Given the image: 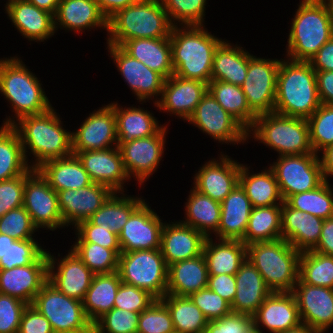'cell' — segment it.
Instances as JSON below:
<instances>
[{"mask_svg": "<svg viewBox=\"0 0 333 333\" xmlns=\"http://www.w3.org/2000/svg\"><path fill=\"white\" fill-rule=\"evenodd\" d=\"M17 131L12 126L0 127V181L30 172Z\"/></svg>", "mask_w": 333, "mask_h": 333, "instance_id": "obj_44", "label": "cell"}, {"mask_svg": "<svg viewBox=\"0 0 333 333\" xmlns=\"http://www.w3.org/2000/svg\"><path fill=\"white\" fill-rule=\"evenodd\" d=\"M37 170L56 192L78 190L93 183L75 154L46 161Z\"/></svg>", "mask_w": 333, "mask_h": 333, "instance_id": "obj_35", "label": "cell"}, {"mask_svg": "<svg viewBox=\"0 0 333 333\" xmlns=\"http://www.w3.org/2000/svg\"><path fill=\"white\" fill-rule=\"evenodd\" d=\"M103 15L109 19L117 11L124 9L139 0H95Z\"/></svg>", "mask_w": 333, "mask_h": 333, "instance_id": "obj_67", "label": "cell"}, {"mask_svg": "<svg viewBox=\"0 0 333 333\" xmlns=\"http://www.w3.org/2000/svg\"><path fill=\"white\" fill-rule=\"evenodd\" d=\"M302 324L317 333H325L333 326V289L312 286L299 279L292 291Z\"/></svg>", "mask_w": 333, "mask_h": 333, "instance_id": "obj_22", "label": "cell"}, {"mask_svg": "<svg viewBox=\"0 0 333 333\" xmlns=\"http://www.w3.org/2000/svg\"><path fill=\"white\" fill-rule=\"evenodd\" d=\"M82 162L94 183L102 184L113 192L124 191L125 182L131 180L124 168L118 146L105 150L73 152Z\"/></svg>", "mask_w": 333, "mask_h": 333, "instance_id": "obj_26", "label": "cell"}, {"mask_svg": "<svg viewBox=\"0 0 333 333\" xmlns=\"http://www.w3.org/2000/svg\"><path fill=\"white\" fill-rule=\"evenodd\" d=\"M324 220L290 207L281 208V237L300 253L313 250L319 242Z\"/></svg>", "mask_w": 333, "mask_h": 333, "instance_id": "obj_29", "label": "cell"}, {"mask_svg": "<svg viewBox=\"0 0 333 333\" xmlns=\"http://www.w3.org/2000/svg\"><path fill=\"white\" fill-rule=\"evenodd\" d=\"M70 248L94 274L118 271L121 249H108L95 243H74Z\"/></svg>", "mask_w": 333, "mask_h": 333, "instance_id": "obj_49", "label": "cell"}, {"mask_svg": "<svg viewBox=\"0 0 333 333\" xmlns=\"http://www.w3.org/2000/svg\"><path fill=\"white\" fill-rule=\"evenodd\" d=\"M206 237L180 220L165 222L161 231L160 250L169 266L203 254Z\"/></svg>", "mask_w": 333, "mask_h": 333, "instance_id": "obj_27", "label": "cell"}, {"mask_svg": "<svg viewBox=\"0 0 333 333\" xmlns=\"http://www.w3.org/2000/svg\"><path fill=\"white\" fill-rule=\"evenodd\" d=\"M323 181L317 188L289 196L285 202L292 208L323 220L333 217V188Z\"/></svg>", "mask_w": 333, "mask_h": 333, "instance_id": "obj_47", "label": "cell"}, {"mask_svg": "<svg viewBox=\"0 0 333 333\" xmlns=\"http://www.w3.org/2000/svg\"><path fill=\"white\" fill-rule=\"evenodd\" d=\"M253 323L257 333H265L264 328L269 333H280L300 326L302 321L293 293L271 292L253 315Z\"/></svg>", "mask_w": 333, "mask_h": 333, "instance_id": "obj_23", "label": "cell"}, {"mask_svg": "<svg viewBox=\"0 0 333 333\" xmlns=\"http://www.w3.org/2000/svg\"><path fill=\"white\" fill-rule=\"evenodd\" d=\"M48 281L47 251L27 266L0 269V293L32 305L37 293Z\"/></svg>", "mask_w": 333, "mask_h": 333, "instance_id": "obj_24", "label": "cell"}, {"mask_svg": "<svg viewBox=\"0 0 333 333\" xmlns=\"http://www.w3.org/2000/svg\"><path fill=\"white\" fill-rule=\"evenodd\" d=\"M280 333H317L314 329L310 328L308 325L301 324L300 326L287 330Z\"/></svg>", "mask_w": 333, "mask_h": 333, "instance_id": "obj_71", "label": "cell"}, {"mask_svg": "<svg viewBox=\"0 0 333 333\" xmlns=\"http://www.w3.org/2000/svg\"><path fill=\"white\" fill-rule=\"evenodd\" d=\"M121 282L118 271L94 275L82 301L85 315L92 324L114 308L115 297Z\"/></svg>", "mask_w": 333, "mask_h": 333, "instance_id": "obj_41", "label": "cell"}, {"mask_svg": "<svg viewBox=\"0 0 333 333\" xmlns=\"http://www.w3.org/2000/svg\"><path fill=\"white\" fill-rule=\"evenodd\" d=\"M51 253L47 251L48 281L61 293L83 301L95 274L72 249L60 259Z\"/></svg>", "mask_w": 333, "mask_h": 333, "instance_id": "obj_18", "label": "cell"}, {"mask_svg": "<svg viewBox=\"0 0 333 333\" xmlns=\"http://www.w3.org/2000/svg\"><path fill=\"white\" fill-rule=\"evenodd\" d=\"M219 159H212L198 169L193 177V188L218 202H222L239 184L242 163L233 160L225 153Z\"/></svg>", "mask_w": 333, "mask_h": 333, "instance_id": "obj_21", "label": "cell"}, {"mask_svg": "<svg viewBox=\"0 0 333 333\" xmlns=\"http://www.w3.org/2000/svg\"><path fill=\"white\" fill-rule=\"evenodd\" d=\"M252 205L244 189L237 184L221 202V215L216 239L242 240Z\"/></svg>", "mask_w": 333, "mask_h": 333, "instance_id": "obj_33", "label": "cell"}, {"mask_svg": "<svg viewBox=\"0 0 333 333\" xmlns=\"http://www.w3.org/2000/svg\"><path fill=\"white\" fill-rule=\"evenodd\" d=\"M145 201L143 197L114 192L88 220L97 226L109 228L119 236L131 214Z\"/></svg>", "mask_w": 333, "mask_h": 333, "instance_id": "obj_42", "label": "cell"}, {"mask_svg": "<svg viewBox=\"0 0 333 333\" xmlns=\"http://www.w3.org/2000/svg\"><path fill=\"white\" fill-rule=\"evenodd\" d=\"M137 333H176L170 311L161 299L140 313Z\"/></svg>", "mask_w": 333, "mask_h": 333, "instance_id": "obj_52", "label": "cell"}, {"mask_svg": "<svg viewBox=\"0 0 333 333\" xmlns=\"http://www.w3.org/2000/svg\"><path fill=\"white\" fill-rule=\"evenodd\" d=\"M173 26L204 25L207 0H161Z\"/></svg>", "mask_w": 333, "mask_h": 333, "instance_id": "obj_50", "label": "cell"}, {"mask_svg": "<svg viewBox=\"0 0 333 333\" xmlns=\"http://www.w3.org/2000/svg\"><path fill=\"white\" fill-rule=\"evenodd\" d=\"M253 316L231 312L221 319L209 321L206 333H253Z\"/></svg>", "mask_w": 333, "mask_h": 333, "instance_id": "obj_61", "label": "cell"}, {"mask_svg": "<svg viewBox=\"0 0 333 333\" xmlns=\"http://www.w3.org/2000/svg\"><path fill=\"white\" fill-rule=\"evenodd\" d=\"M250 166L241 165L239 184L244 189L252 207H268L282 205L284 199L281 195L273 170L268 167L261 172H250Z\"/></svg>", "mask_w": 333, "mask_h": 333, "instance_id": "obj_37", "label": "cell"}, {"mask_svg": "<svg viewBox=\"0 0 333 333\" xmlns=\"http://www.w3.org/2000/svg\"><path fill=\"white\" fill-rule=\"evenodd\" d=\"M54 25L56 32L59 28L79 34L94 28L108 32V19L95 0H60L54 15Z\"/></svg>", "mask_w": 333, "mask_h": 333, "instance_id": "obj_30", "label": "cell"}, {"mask_svg": "<svg viewBox=\"0 0 333 333\" xmlns=\"http://www.w3.org/2000/svg\"><path fill=\"white\" fill-rule=\"evenodd\" d=\"M36 239L15 240L0 258V269H12L36 262L46 251Z\"/></svg>", "mask_w": 333, "mask_h": 333, "instance_id": "obj_53", "label": "cell"}, {"mask_svg": "<svg viewBox=\"0 0 333 333\" xmlns=\"http://www.w3.org/2000/svg\"><path fill=\"white\" fill-rule=\"evenodd\" d=\"M5 13L14 28L29 41L44 42L55 34L54 15L26 0L6 1Z\"/></svg>", "mask_w": 333, "mask_h": 333, "instance_id": "obj_28", "label": "cell"}, {"mask_svg": "<svg viewBox=\"0 0 333 333\" xmlns=\"http://www.w3.org/2000/svg\"><path fill=\"white\" fill-rule=\"evenodd\" d=\"M40 82L20 57L0 59V94L14 113L1 125L12 126L22 117L41 114L53 107Z\"/></svg>", "mask_w": 333, "mask_h": 333, "instance_id": "obj_3", "label": "cell"}, {"mask_svg": "<svg viewBox=\"0 0 333 333\" xmlns=\"http://www.w3.org/2000/svg\"><path fill=\"white\" fill-rule=\"evenodd\" d=\"M32 305L50 322L54 333L94 332L82 301L61 293L47 281Z\"/></svg>", "mask_w": 333, "mask_h": 333, "instance_id": "obj_10", "label": "cell"}, {"mask_svg": "<svg viewBox=\"0 0 333 333\" xmlns=\"http://www.w3.org/2000/svg\"><path fill=\"white\" fill-rule=\"evenodd\" d=\"M118 273L123 283L145 290L155 299L166 294L168 265L160 249L122 252Z\"/></svg>", "mask_w": 333, "mask_h": 333, "instance_id": "obj_9", "label": "cell"}, {"mask_svg": "<svg viewBox=\"0 0 333 333\" xmlns=\"http://www.w3.org/2000/svg\"><path fill=\"white\" fill-rule=\"evenodd\" d=\"M222 144H244L248 131L226 112L208 91L187 121Z\"/></svg>", "mask_w": 333, "mask_h": 333, "instance_id": "obj_14", "label": "cell"}, {"mask_svg": "<svg viewBox=\"0 0 333 333\" xmlns=\"http://www.w3.org/2000/svg\"><path fill=\"white\" fill-rule=\"evenodd\" d=\"M315 71H333V37L310 59Z\"/></svg>", "mask_w": 333, "mask_h": 333, "instance_id": "obj_64", "label": "cell"}, {"mask_svg": "<svg viewBox=\"0 0 333 333\" xmlns=\"http://www.w3.org/2000/svg\"><path fill=\"white\" fill-rule=\"evenodd\" d=\"M252 134V135H251ZM268 146L278 156L314 153L307 119L276 112L257 116L248 138Z\"/></svg>", "mask_w": 333, "mask_h": 333, "instance_id": "obj_8", "label": "cell"}, {"mask_svg": "<svg viewBox=\"0 0 333 333\" xmlns=\"http://www.w3.org/2000/svg\"><path fill=\"white\" fill-rule=\"evenodd\" d=\"M107 48L109 57L116 64L118 72L139 100L138 102L143 104L150 99L153 103L157 102L161 97L165 79L139 60L131 57L120 46L107 44Z\"/></svg>", "mask_w": 333, "mask_h": 333, "instance_id": "obj_16", "label": "cell"}, {"mask_svg": "<svg viewBox=\"0 0 333 333\" xmlns=\"http://www.w3.org/2000/svg\"><path fill=\"white\" fill-rule=\"evenodd\" d=\"M207 92L208 83L173 74L164 81L161 97L154 106L160 112L175 115L186 122Z\"/></svg>", "mask_w": 333, "mask_h": 333, "instance_id": "obj_19", "label": "cell"}, {"mask_svg": "<svg viewBox=\"0 0 333 333\" xmlns=\"http://www.w3.org/2000/svg\"><path fill=\"white\" fill-rule=\"evenodd\" d=\"M286 44V57L310 61L333 37V6L330 0H301L295 11Z\"/></svg>", "mask_w": 333, "mask_h": 333, "instance_id": "obj_4", "label": "cell"}, {"mask_svg": "<svg viewBox=\"0 0 333 333\" xmlns=\"http://www.w3.org/2000/svg\"><path fill=\"white\" fill-rule=\"evenodd\" d=\"M80 127L72 131V151L105 150L118 146L114 102L89 113Z\"/></svg>", "mask_w": 333, "mask_h": 333, "instance_id": "obj_17", "label": "cell"}, {"mask_svg": "<svg viewBox=\"0 0 333 333\" xmlns=\"http://www.w3.org/2000/svg\"><path fill=\"white\" fill-rule=\"evenodd\" d=\"M312 251L333 256V217L324 220L319 242Z\"/></svg>", "mask_w": 333, "mask_h": 333, "instance_id": "obj_66", "label": "cell"}, {"mask_svg": "<svg viewBox=\"0 0 333 333\" xmlns=\"http://www.w3.org/2000/svg\"><path fill=\"white\" fill-rule=\"evenodd\" d=\"M307 121L312 149L314 153L320 154L326 147L333 145V105L321 104Z\"/></svg>", "mask_w": 333, "mask_h": 333, "instance_id": "obj_51", "label": "cell"}, {"mask_svg": "<svg viewBox=\"0 0 333 333\" xmlns=\"http://www.w3.org/2000/svg\"><path fill=\"white\" fill-rule=\"evenodd\" d=\"M172 27L161 0H139L108 19L106 44L121 46L129 39L166 38Z\"/></svg>", "mask_w": 333, "mask_h": 333, "instance_id": "obj_6", "label": "cell"}, {"mask_svg": "<svg viewBox=\"0 0 333 333\" xmlns=\"http://www.w3.org/2000/svg\"><path fill=\"white\" fill-rule=\"evenodd\" d=\"M118 144L155 135L163 126L154 114L142 107H122L114 102Z\"/></svg>", "mask_w": 333, "mask_h": 333, "instance_id": "obj_39", "label": "cell"}, {"mask_svg": "<svg viewBox=\"0 0 333 333\" xmlns=\"http://www.w3.org/2000/svg\"><path fill=\"white\" fill-rule=\"evenodd\" d=\"M298 279L308 285L333 289V256L312 250L302 252Z\"/></svg>", "mask_w": 333, "mask_h": 333, "instance_id": "obj_48", "label": "cell"}, {"mask_svg": "<svg viewBox=\"0 0 333 333\" xmlns=\"http://www.w3.org/2000/svg\"><path fill=\"white\" fill-rule=\"evenodd\" d=\"M207 287L215 293L219 294L231 305L236 295L235 275H209Z\"/></svg>", "mask_w": 333, "mask_h": 333, "instance_id": "obj_63", "label": "cell"}, {"mask_svg": "<svg viewBox=\"0 0 333 333\" xmlns=\"http://www.w3.org/2000/svg\"><path fill=\"white\" fill-rule=\"evenodd\" d=\"M27 305L15 297L0 293V333H18Z\"/></svg>", "mask_w": 333, "mask_h": 333, "instance_id": "obj_59", "label": "cell"}, {"mask_svg": "<svg viewBox=\"0 0 333 333\" xmlns=\"http://www.w3.org/2000/svg\"><path fill=\"white\" fill-rule=\"evenodd\" d=\"M280 61L260 58L248 52V71L241 87L250 110L256 116L274 112Z\"/></svg>", "mask_w": 333, "mask_h": 333, "instance_id": "obj_12", "label": "cell"}, {"mask_svg": "<svg viewBox=\"0 0 333 333\" xmlns=\"http://www.w3.org/2000/svg\"><path fill=\"white\" fill-rule=\"evenodd\" d=\"M25 173L0 181V218L8 211L23 206Z\"/></svg>", "mask_w": 333, "mask_h": 333, "instance_id": "obj_60", "label": "cell"}, {"mask_svg": "<svg viewBox=\"0 0 333 333\" xmlns=\"http://www.w3.org/2000/svg\"><path fill=\"white\" fill-rule=\"evenodd\" d=\"M163 221L144 201L119 233L121 252L160 249Z\"/></svg>", "mask_w": 333, "mask_h": 333, "instance_id": "obj_20", "label": "cell"}, {"mask_svg": "<svg viewBox=\"0 0 333 333\" xmlns=\"http://www.w3.org/2000/svg\"><path fill=\"white\" fill-rule=\"evenodd\" d=\"M235 278L236 295L230 305L231 310L234 313L253 316L272 291L248 259L239 267Z\"/></svg>", "mask_w": 333, "mask_h": 333, "instance_id": "obj_31", "label": "cell"}, {"mask_svg": "<svg viewBox=\"0 0 333 333\" xmlns=\"http://www.w3.org/2000/svg\"><path fill=\"white\" fill-rule=\"evenodd\" d=\"M161 300L170 311L176 333H206L209 321L188 296L165 294Z\"/></svg>", "mask_w": 333, "mask_h": 333, "instance_id": "obj_45", "label": "cell"}, {"mask_svg": "<svg viewBox=\"0 0 333 333\" xmlns=\"http://www.w3.org/2000/svg\"><path fill=\"white\" fill-rule=\"evenodd\" d=\"M113 193L107 186L94 182L78 190L58 191V206L64 225L75 228L81 221L88 220Z\"/></svg>", "mask_w": 333, "mask_h": 333, "instance_id": "obj_25", "label": "cell"}, {"mask_svg": "<svg viewBox=\"0 0 333 333\" xmlns=\"http://www.w3.org/2000/svg\"><path fill=\"white\" fill-rule=\"evenodd\" d=\"M208 269L204 255L183 260L168 266L166 294L189 296L207 288Z\"/></svg>", "mask_w": 333, "mask_h": 333, "instance_id": "obj_36", "label": "cell"}, {"mask_svg": "<svg viewBox=\"0 0 333 333\" xmlns=\"http://www.w3.org/2000/svg\"><path fill=\"white\" fill-rule=\"evenodd\" d=\"M156 299L147 291L121 282L114 301V308L141 313Z\"/></svg>", "mask_w": 333, "mask_h": 333, "instance_id": "obj_58", "label": "cell"}, {"mask_svg": "<svg viewBox=\"0 0 333 333\" xmlns=\"http://www.w3.org/2000/svg\"><path fill=\"white\" fill-rule=\"evenodd\" d=\"M18 333H54L50 322L33 305L24 309Z\"/></svg>", "mask_w": 333, "mask_h": 333, "instance_id": "obj_62", "label": "cell"}, {"mask_svg": "<svg viewBox=\"0 0 333 333\" xmlns=\"http://www.w3.org/2000/svg\"><path fill=\"white\" fill-rule=\"evenodd\" d=\"M319 154V160L321 163L322 175L325 181H329L333 176V145L326 147Z\"/></svg>", "mask_w": 333, "mask_h": 333, "instance_id": "obj_68", "label": "cell"}, {"mask_svg": "<svg viewBox=\"0 0 333 333\" xmlns=\"http://www.w3.org/2000/svg\"><path fill=\"white\" fill-rule=\"evenodd\" d=\"M185 203V220L182 223L193 227L206 238L216 235L220 224L221 202L196 191L193 187Z\"/></svg>", "mask_w": 333, "mask_h": 333, "instance_id": "obj_40", "label": "cell"}, {"mask_svg": "<svg viewBox=\"0 0 333 333\" xmlns=\"http://www.w3.org/2000/svg\"><path fill=\"white\" fill-rule=\"evenodd\" d=\"M165 80L174 74L170 36L166 38L129 39L120 46Z\"/></svg>", "mask_w": 333, "mask_h": 333, "instance_id": "obj_32", "label": "cell"}, {"mask_svg": "<svg viewBox=\"0 0 333 333\" xmlns=\"http://www.w3.org/2000/svg\"><path fill=\"white\" fill-rule=\"evenodd\" d=\"M247 259L272 292H292L298 281L300 252L286 240L256 242L246 246Z\"/></svg>", "mask_w": 333, "mask_h": 333, "instance_id": "obj_7", "label": "cell"}, {"mask_svg": "<svg viewBox=\"0 0 333 333\" xmlns=\"http://www.w3.org/2000/svg\"><path fill=\"white\" fill-rule=\"evenodd\" d=\"M208 91L247 131L252 128L257 116L250 110L241 86L211 80L208 83Z\"/></svg>", "mask_w": 333, "mask_h": 333, "instance_id": "obj_43", "label": "cell"}, {"mask_svg": "<svg viewBox=\"0 0 333 333\" xmlns=\"http://www.w3.org/2000/svg\"><path fill=\"white\" fill-rule=\"evenodd\" d=\"M224 40L208 32L205 25L173 26L170 44L174 75L209 83L215 51Z\"/></svg>", "mask_w": 333, "mask_h": 333, "instance_id": "obj_2", "label": "cell"}, {"mask_svg": "<svg viewBox=\"0 0 333 333\" xmlns=\"http://www.w3.org/2000/svg\"><path fill=\"white\" fill-rule=\"evenodd\" d=\"M61 120L52 107L41 114L22 117L12 125L19 135L27 162L30 154L34 157L28 162L32 169L46 161L73 154L72 132L64 129Z\"/></svg>", "mask_w": 333, "mask_h": 333, "instance_id": "obj_1", "label": "cell"}, {"mask_svg": "<svg viewBox=\"0 0 333 333\" xmlns=\"http://www.w3.org/2000/svg\"><path fill=\"white\" fill-rule=\"evenodd\" d=\"M248 71V51L224 40L216 49L211 80L242 86Z\"/></svg>", "mask_w": 333, "mask_h": 333, "instance_id": "obj_38", "label": "cell"}, {"mask_svg": "<svg viewBox=\"0 0 333 333\" xmlns=\"http://www.w3.org/2000/svg\"><path fill=\"white\" fill-rule=\"evenodd\" d=\"M31 4H34L39 9L45 10L53 15L57 11V6L60 0H26Z\"/></svg>", "mask_w": 333, "mask_h": 333, "instance_id": "obj_69", "label": "cell"}, {"mask_svg": "<svg viewBox=\"0 0 333 333\" xmlns=\"http://www.w3.org/2000/svg\"><path fill=\"white\" fill-rule=\"evenodd\" d=\"M36 231L37 227L23 206L8 211L0 218V233L15 240L35 239Z\"/></svg>", "mask_w": 333, "mask_h": 333, "instance_id": "obj_55", "label": "cell"}, {"mask_svg": "<svg viewBox=\"0 0 333 333\" xmlns=\"http://www.w3.org/2000/svg\"><path fill=\"white\" fill-rule=\"evenodd\" d=\"M167 133V126L164 124L155 135L118 144L129 178L135 177L134 179L138 181L137 184H140V187L160 166L166 149Z\"/></svg>", "mask_w": 333, "mask_h": 333, "instance_id": "obj_15", "label": "cell"}, {"mask_svg": "<svg viewBox=\"0 0 333 333\" xmlns=\"http://www.w3.org/2000/svg\"><path fill=\"white\" fill-rule=\"evenodd\" d=\"M73 230L77 238L75 243H95L108 249H121L118 235L109 228L93 225L89 220L81 221Z\"/></svg>", "mask_w": 333, "mask_h": 333, "instance_id": "obj_57", "label": "cell"}, {"mask_svg": "<svg viewBox=\"0 0 333 333\" xmlns=\"http://www.w3.org/2000/svg\"><path fill=\"white\" fill-rule=\"evenodd\" d=\"M320 105L316 72L310 62L281 58L274 112L308 119Z\"/></svg>", "mask_w": 333, "mask_h": 333, "instance_id": "obj_5", "label": "cell"}, {"mask_svg": "<svg viewBox=\"0 0 333 333\" xmlns=\"http://www.w3.org/2000/svg\"><path fill=\"white\" fill-rule=\"evenodd\" d=\"M202 311L208 321L221 319L232 312L230 304L208 287L188 296Z\"/></svg>", "mask_w": 333, "mask_h": 333, "instance_id": "obj_56", "label": "cell"}, {"mask_svg": "<svg viewBox=\"0 0 333 333\" xmlns=\"http://www.w3.org/2000/svg\"><path fill=\"white\" fill-rule=\"evenodd\" d=\"M139 313L113 308L93 324L94 333H137Z\"/></svg>", "mask_w": 333, "mask_h": 333, "instance_id": "obj_54", "label": "cell"}, {"mask_svg": "<svg viewBox=\"0 0 333 333\" xmlns=\"http://www.w3.org/2000/svg\"><path fill=\"white\" fill-rule=\"evenodd\" d=\"M321 104L333 105V71H315Z\"/></svg>", "mask_w": 333, "mask_h": 333, "instance_id": "obj_65", "label": "cell"}, {"mask_svg": "<svg viewBox=\"0 0 333 333\" xmlns=\"http://www.w3.org/2000/svg\"><path fill=\"white\" fill-rule=\"evenodd\" d=\"M14 241V238L0 233V258H2L7 253L10 245H12Z\"/></svg>", "mask_w": 333, "mask_h": 333, "instance_id": "obj_70", "label": "cell"}, {"mask_svg": "<svg viewBox=\"0 0 333 333\" xmlns=\"http://www.w3.org/2000/svg\"><path fill=\"white\" fill-rule=\"evenodd\" d=\"M269 167L275 174L284 201L293 194L313 190L324 181L316 153L278 156Z\"/></svg>", "mask_w": 333, "mask_h": 333, "instance_id": "obj_11", "label": "cell"}, {"mask_svg": "<svg viewBox=\"0 0 333 333\" xmlns=\"http://www.w3.org/2000/svg\"><path fill=\"white\" fill-rule=\"evenodd\" d=\"M282 205L252 207L244 238L245 245L273 241L281 237Z\"/></svg>", "mask_w": 333, "mask_h": 333, "instance_id": "obj_46", "label": "cell"}, {"mask_svg": "<svg viewBox=\"0 0 333 333\" xmlns=\"http://www.w3.org/2000/svg\"><path fill=\"white\" fill-rule=\"evenodd\" d=\"M23 207L38 230L66 228L58 206L57 192L37 169L25 172Z\"/></svg>", "mask_w": 333, "mask_h": 333, "instance_id": "obj_13", "label": "cell"}, {"mask_svg": "<svg viewBox=\"0 0 333 333\" xmlns=\"http://www.w3.org/2000/svg\"><path fill=\"white\" fill-rule=\"evenodd\" d=\"M206 238L203 255L209 275H235L247 259V248L241 240ZM218 241V242H217Z\"/></svg>", "mask_w": 333, "mask_h": 333, "instance_id": "obj_34", "label": "cell"}]
</instances>
